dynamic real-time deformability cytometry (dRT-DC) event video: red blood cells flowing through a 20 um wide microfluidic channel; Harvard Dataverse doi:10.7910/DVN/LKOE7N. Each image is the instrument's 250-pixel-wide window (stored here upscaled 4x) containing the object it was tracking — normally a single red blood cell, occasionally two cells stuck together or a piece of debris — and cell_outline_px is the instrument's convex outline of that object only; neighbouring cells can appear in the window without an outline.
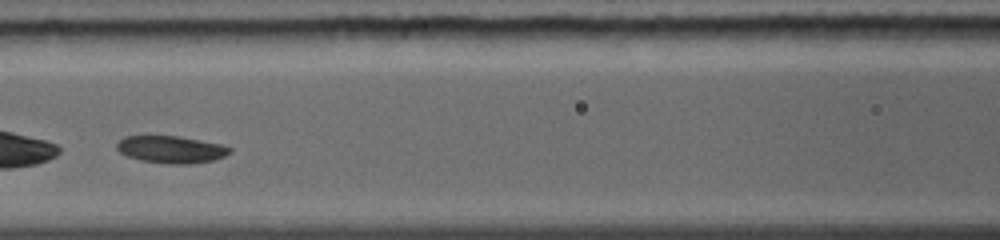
{"species": "common noctule bat (a hibernating species)", "species_latin": "Nyctalus noctula", "temperature_condition": "warm", "stored_images_in_passage": 19, "camera_frame_rate_fps": 5000, "um_per_image_px": 0.085, "animal": {"sex": "female", "body_mass_g": 19.0, "forearm_length_mm": 56.7}, "frame": {"image": 1, "passage_image": 6, "time_ms": 2.2, "image_size_px": [1000, 240], "cell_outline_px": [[232, 152], [224, 156], [212, 160], [188, 164], [168, 164], [140, 160], [128, 156], [120, 152], [116, 148], [116, 144], [124, 136], [176, 136], [220, 144], [232, 148]], "centroid_in_image_um": [14.53, 12.71], "position_along_channel_um": 152.1, "area_um2": 17.74}}